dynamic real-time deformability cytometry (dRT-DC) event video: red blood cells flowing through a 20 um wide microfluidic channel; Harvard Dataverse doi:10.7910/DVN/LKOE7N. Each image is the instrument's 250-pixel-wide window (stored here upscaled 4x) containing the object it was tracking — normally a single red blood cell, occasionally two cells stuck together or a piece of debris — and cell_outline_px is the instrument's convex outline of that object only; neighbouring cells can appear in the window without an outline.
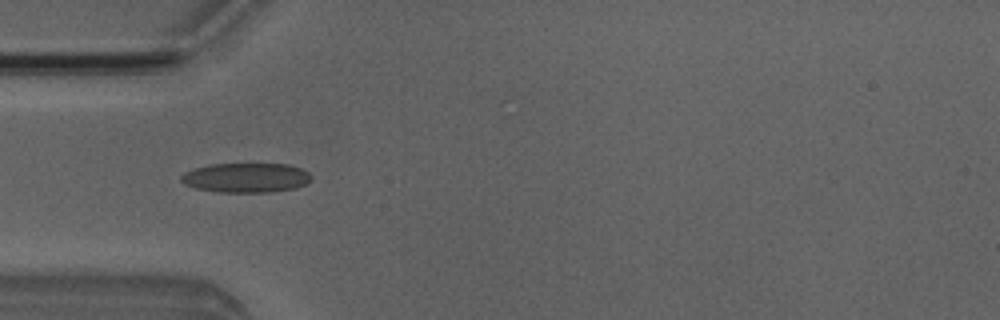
{"species": "Egyptian fruit bat (a non-hibernating species)", "species_latin": "Rousettus aegyptiacus", "temperature_condition": "room temperature", "stored_images_in_passage": 7, "camera_frame_rate_fps": 3000, "um_per_image_px": 0.085, "animal": {"sex": "male"}, "frame": {"image": 1, "passage_image": 4, "time_ms": 3.0, "image_size_px": [1000, 320], "cell_outline_px": [[312, 180], [296, 188], [272, 192], [220, 192], [196, 188], [184, 184], [180, 180], [180, 176], [184, 172], [208, 164], [288, 164], [300, 168], [308, 172], [312, 176]], "centroid_in_image_um": [20.92, 15.1], "position_along_channel_um": 64.1, "area_um2": 22.48}}
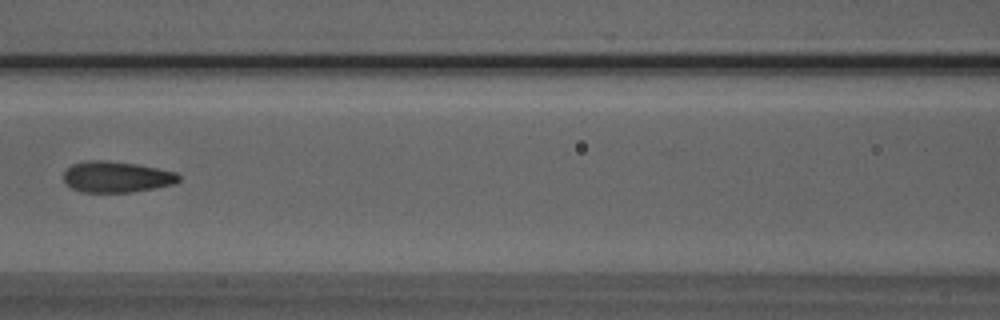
{"frame": {"image": 2, "passage_image": 6, "time_ms": 5.333, "image_size_px": [1000, 320], "cell_outline_px": [[180, 180], [172, 184], [132, 192], [80, 192], [72, 188], [64, 180], [64, 172], [72, 164], [88, 160], [104, 160], [136, 164], [176, 172], [180, 176]], "centroid_in_image_um": [9.88, 15.03], "position_along_channel_um": 156.7, "area_um2": 20.63}}
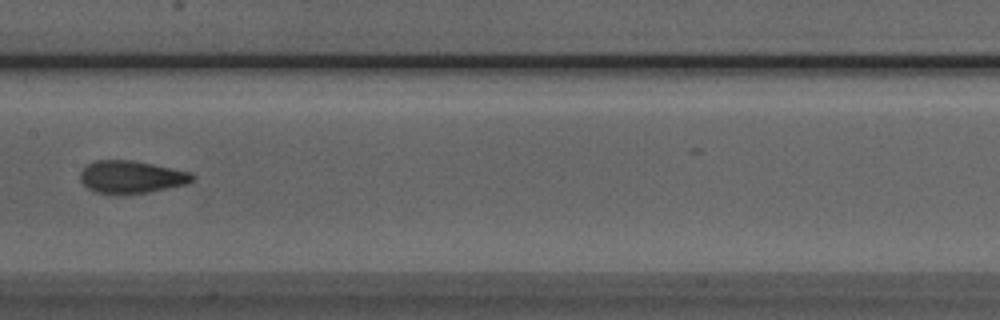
{"frame": {"image": 3, "passage_image": 7, "time_ms": 6.333, "image_size_px": [1000, 320], "cell_outline_px": [[196, 176], [192, 180], [184, 184], [148, 192], [120, 196], [96, 192], [88, 188], [80, 180], [80, 172], [88, 164], [96, 160], [132, 160], [192, 172]], "centroid_in_image_um": [11.14, 15.06], "position_along_channel_um": 196.3, "area_um2": 21.39}}